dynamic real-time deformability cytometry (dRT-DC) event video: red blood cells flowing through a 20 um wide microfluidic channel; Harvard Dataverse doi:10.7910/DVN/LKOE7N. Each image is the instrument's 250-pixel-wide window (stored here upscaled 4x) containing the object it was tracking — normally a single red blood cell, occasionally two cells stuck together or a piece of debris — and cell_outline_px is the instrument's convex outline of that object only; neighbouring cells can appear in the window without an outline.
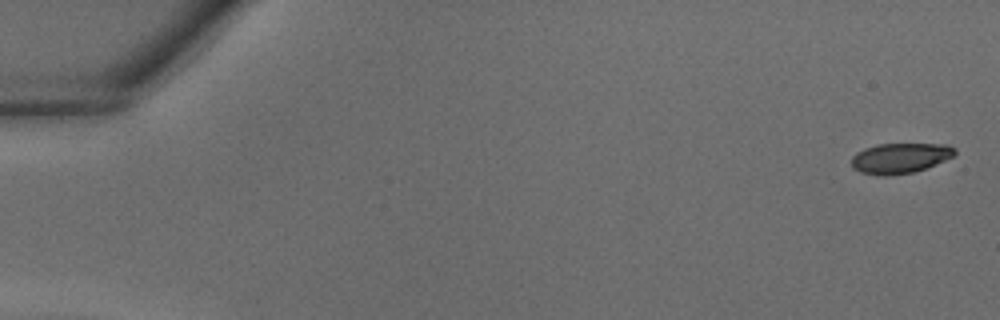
{"species": "common noctule bat (a hibernating species)", "species_latin": "Nyctalus noctula", "temperature_condition": "warm", "stored_images_in_passage": 39, "camera_frame_rate_fps": 3000, "um_per_image_px": 0.085, "animal": {"sex": "male", "body_mass_g": 18.8}, "frame": {"image": 1, "passage_image": 1, "time_ms": 0.0, "image_size_px": [1000, 320], "cell_outline_px": [[956, 152], [952, 156], [944, 160], [924, 168], [912, 172], [884, 176], [860, 172], [852, 168], [852, 156], [856, 152], [864, 148], [876, 144], [948, 144], [956, 148]], "centroid_in_image_um": [76.47, 13.42], "position_along_channel_um": 8.5, "area_um2": 18.09}}
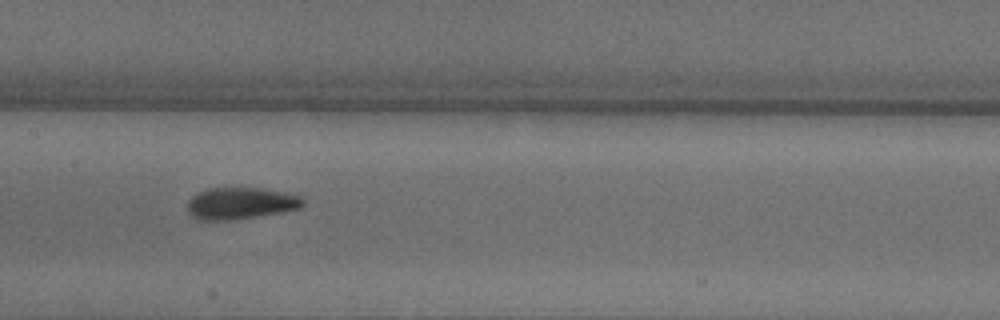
{"frame": {"image": 2, "passage_image": 20, "time_ms": 6.333, "image_size_px": [1000, 320], "cell_outline_px": [[304, 204], [300, 208], [284, 212], [232, 220], [200, 220], [192, 216], [188, 212], [188, 200], [196, 192], [208, 188], [264, 188], [284, 192], [300, 196], [304, 200]], "centroid_in_image_um": [20.45, 17.28], "position_along_channel_um": 186.9, "area_um2": 21.56}}
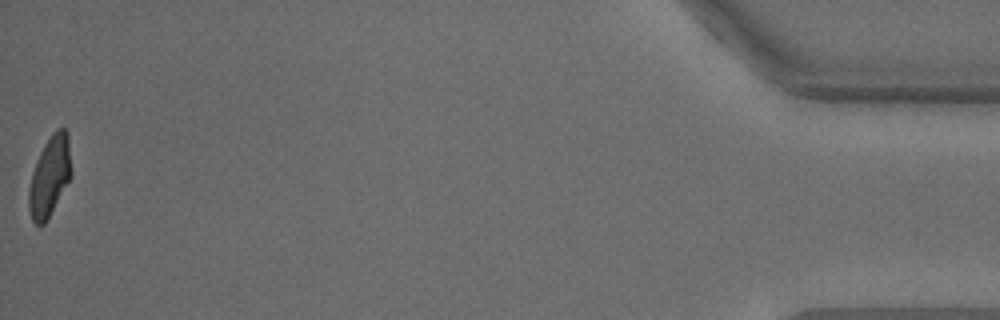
{"frame": {"image": 3, "passage_image": 39, "time_ms": 12.667, "image_size_px": [1000, 320], "cell_outline_px": [[72, 176], [44, 224], [36, 224], [32, 220], [28, 208], [28, 192], [32, 172], [36, 160], [44, 144], [52, 132], [56, 128], [64, 128], [68, 132], [72, 172]], "centroid_in_image_um": [4.23, 14.94], "position_along_channel_um": 431.0, "area_um2": 19.88}}